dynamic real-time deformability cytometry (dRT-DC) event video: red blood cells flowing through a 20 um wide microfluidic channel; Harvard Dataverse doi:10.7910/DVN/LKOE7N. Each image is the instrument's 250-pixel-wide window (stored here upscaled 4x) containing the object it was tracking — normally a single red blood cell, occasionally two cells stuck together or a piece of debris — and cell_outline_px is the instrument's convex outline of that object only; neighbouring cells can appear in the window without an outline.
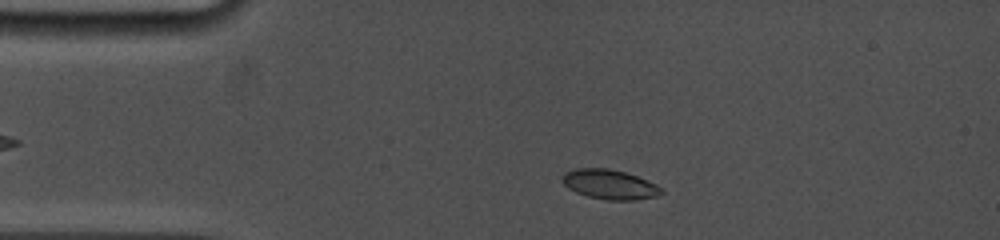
{"species": "common noctule bat (a hibernating species)", "species_latin": "Nyctalus noctula", "temperature_condition": "cold", "stored_images_in_passage": 55, "camera_frame_rate_fps": 5000, "um_per_image_px": 0.085, "animal": {"sex": "female", "body_mass_g": 19.0, "forearm_length_mm": 53.3}, "frame": {"image": 1, "passage_image": 5, "time_ms": 1.6, "image_size_px": [1000, 240], "cell_outline_px": [[664, 192], [656, 196], [636, 200], [608, 200], [588, 196], [576, 192], [568, 188], [560, 180], [560, 176], [564, 172], [576, 168], [608, 168], [624, 172], [636, 176], [656, 184]], "centroid_in_image_um": [51.77, 15.67], "position_along_channel_um": 33.2, "area_um2": 17.11}}
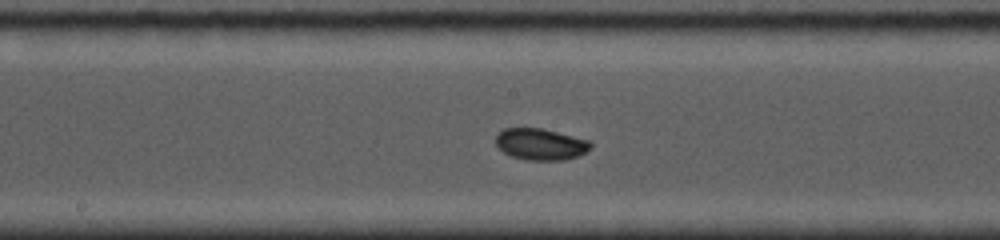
{"frame": {"image": 2, "passage_image": 27, "time_ms": 7.0, "image_size_px": [1000, 240], "cell_outline_px": [[592, 148], [576, 156], [564, 160], [528, 160], [512, 156], [504, 152], [496, 144], [496, 136], [504, 128], [544, 128], [592, 140]], "centroid_in_image_um": [46.0, 12.24], "position_along_channel_um": 202.2, "area_um2": 17.51}}
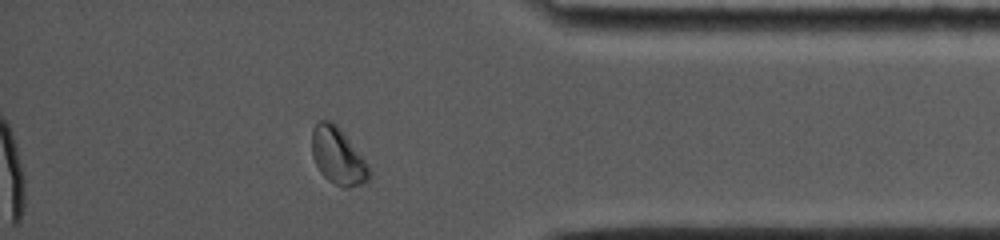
{"frame": {"image": 3, "passage_image": 48, "time_ms": 12.6, "image_size_px": [1000, 240], "cell_outline_px": [[372, 176], [364, 184], [348, 188], [344, 188], [328, 180], [320, 172], [312, 156], [312, 128], [320, 120], [332, 120], [340, 128], [368, 164], [372, 172]], "centroid_in_image_um": [28.74, 13.28], "position_along_channel_um": 406.5, "area_um2": 19.13}, "authors_computed_cell_mechanics": {"area_um2": 17.3978, "velocity_mm_per_s": 3.8169, "shape_relaxation_time_tau1_ms": 1.8122, "shape_relaxation_time_tau2_ms": null, "deformation_change_tau1": 0.0636, "deformation_change_tau2": null}}